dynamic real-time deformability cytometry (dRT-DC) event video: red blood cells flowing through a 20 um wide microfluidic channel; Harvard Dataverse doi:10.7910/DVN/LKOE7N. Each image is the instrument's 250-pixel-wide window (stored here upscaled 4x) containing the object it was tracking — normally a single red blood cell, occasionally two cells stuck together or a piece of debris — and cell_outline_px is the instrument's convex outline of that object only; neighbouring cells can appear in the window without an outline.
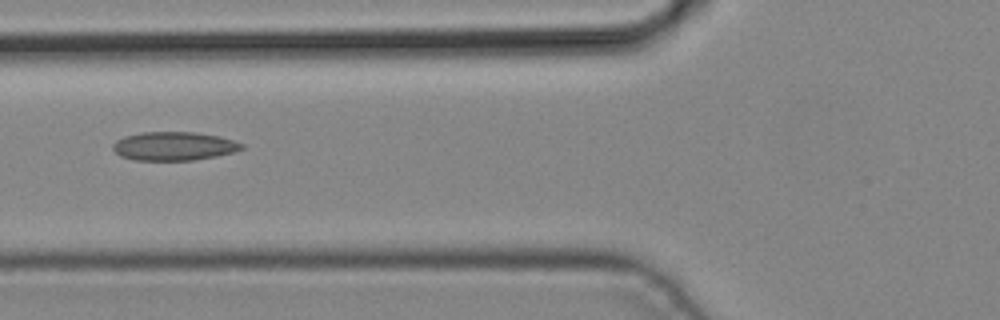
{"species": "common noctule bat (a hibernating species)", "species_latin": "Nyctalus noctula", "temperature_condition": "cold", "stored_images_in_passage": 4, "camera_frame_rate_fps": 3000, "um_per_image_px": 0.085, "animal": {"sex": "male", "body_mass_g": 19.2, "forearm_length_mm": 51.8}, "frame": {"image": 1, "passage_image": 4, "time_ms": 1.0, "image_size_px": [1000, 320], "cell_outline_px": [[244, 148], [232, 152], [216, 156], [192, 160], [132, 160], [120, 156], [112, 148], [112, 144], [116, 140], [124, 136], [140, 132], [196, 132], [220, 136], [244, 144]], "centroid_in_image_um": [14.75, 12.41], "position_along_channel_um": 111.0, "area_um2": 21.56}}